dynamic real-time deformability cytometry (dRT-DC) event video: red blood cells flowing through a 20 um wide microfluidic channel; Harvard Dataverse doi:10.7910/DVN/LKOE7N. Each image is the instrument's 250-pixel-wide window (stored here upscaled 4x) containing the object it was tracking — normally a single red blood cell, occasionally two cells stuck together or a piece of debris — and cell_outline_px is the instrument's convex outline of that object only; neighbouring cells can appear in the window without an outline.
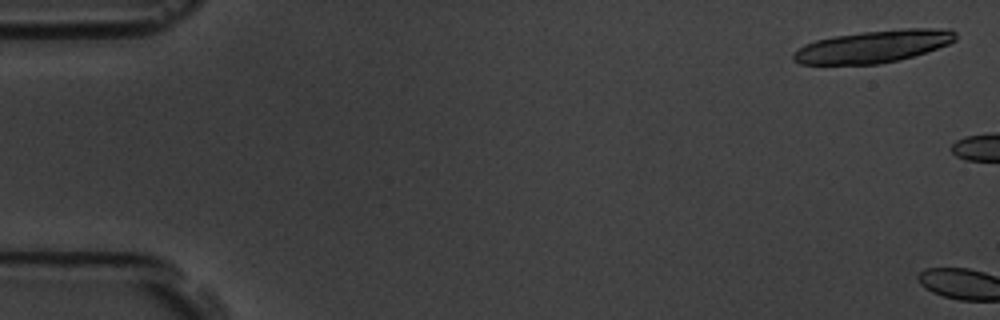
{"species": "common noctule bat (a hibernating species)", "species_latin": "Nyctalus noctula", "temperature_condition": "room temperature", "stored_images_in_passage": 5, "camera_frame_rate_fps": 3000, "um_per_image_px": 0.085, "animal": {"sex": "male", "body_mass_g": 19.5, "forearm_length_mm": 54.6}, "frame": {"image": 1, "passage_image": 2, "time_ms": 0.333, "image_size_px": [1000, 320], "cell_outline_px": [[956, 40], [948, 44], [900, 60], [880, 64], [800, 64], [792, 60], [792, 52], [804, 44], [816, 40], [832, 36], [860, 32], [900, 28], [948, 28], [956, 32]], "centroid_in_image_um": [74.21, 3.94], "position_along_channel_um": 10.8, "area_um2": 30.81}}